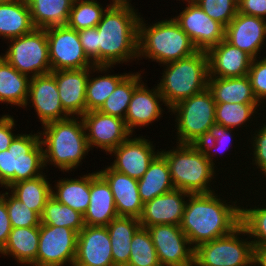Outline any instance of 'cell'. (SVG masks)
Wrapping results in <instances>:
<instances>
[{"instance_id": "cell-21", "label": "cell", "mask_w": 266, "mask_h": 266, "mask_svg": "<svg viewBox=\"0 0 266 266\" xmlns=\"http://www.w3.org/2000/svg\"><path fill=\"white\" fill-rule=\"evenodd\" d=\"M189 194L180 189H173L144 203L139 218L141 227L158 224L180 226Z\"/></svg>"}, {"instance_id": "cell-10", "label": "cell", "mask_w": 266, "mask_h": 266, "mask_svg": "<svg viewBox=\"0 0 266 266\" xmlns=\"http://www.w3.org/2000/svg\"><path fill=\"white\" fill-rule=\"evenodd\" d=\"M7 42V50L0 54L18 72L30 78L52 72L45 29L35 28Z\"/></svg>"}, {"instance_id": "cell-25", "label": "cell", "mask_w": 266, "mask_h": 266, "mask_svg": "<svg viewBox=\"0 0 266 266\" xmlns=\"http://www.w3.org/2000/svg\"><path fill=\"white\" fill-rule=\"evenodd\" d=\"M117 216L111 188L96 169L90 173V201L84 223L87 226H107Z\"/></svg>"}, {"instance_id": "cell-3", "label": "cell", "mask_w": 266, "mask_h": 266, "mask_svg": "<svg viewBox=\"0 0 266 266\" xmlns=\"http://www.w3.org/2000/svg\"><path fill=\"white\" fill-rule=\"evenodd\" d=\"M39 128L42 129L39 134L46 173L49 172L50 165L63 174L65 172V176L82 167V161L91 150L81 117L53 121Z\"/></svg>"}, {"instance_id": "cell-51", "label": "cell", "mask_w": 266, "mask_h": 266, "mask_svg": "<svg viewBox=\"0 0 266 266\" xmlns=\"http://www.w3.org/2000/svg\"><path fill=\"white\" fill-rule=\"evenodd\" d=\"M111 3H131L132 0H110Z\"/></svg>"}, {"instance_id": "cell-45", "label": "cell", "mask_w": 266, "mask_h": 266, "mask_svg": "<svg viewBox=\"0 0 266 266\" xmlns=\"http://www.w3.org/2000/svg\"><path fill=\"white\" fill-rule=\"evenodd\" d=\"M262 56L252 59L247 76L256 99L266 108V56Z\"/></svg>"}, {"instance_id": "cell-36", "label": "cell", "mask_w": 266, "mask_h": 266, "mask_svg": "<svg viewBox=\"0 0 266 266\" xmlns=\"http://www.w3.org/2000/svg\"><path fill=\"white\" fill-rule=\"evenodd\" d=\"M74 0H27L33 25L45 29L66 25Z\"/></svg>"}, {"instance_id": "cell-15", "label": "cell", "mask_w": 266, "mask_h": 266, "mask_svg": "<svg viewBox=\"0 0 266 266\" xmlns=\"http://www.w3.org/2000/svg\"><path fill=\"white\" fill-rule=\"evenodd\" d=\"M161 266H193L194 247L178 225L147 227Z\"/></svg>"}, {"instance_id": "cell-30", "label": "cell", "mask_w": 266, "mask_h": 266, "mask_svg": "<svg viewBox=\"0 0 266 266\" xmlns=\"http://www.w3.org/2000/svg\"><path fill=\"white\" fill-rule=\"evenodd\" d=\"M30 79L29 76L18 72L0 55L1 104L24 108L28 100Z\"/></svg>"}, {"instance_id": "cell-27", "label": "cell", "mask_w": 266, "mask_h": 266, "mask_svg": "<svg viewBox=\"0 0 266 266\" xmlns=\"http://www.w3.org/2000/svg\"><path fill=\"white\" fill-rule=\"evenodd\" d=\"M58 179L52 182L55 184L51 186V196L84 215L90 201V172Z\"/></svg>"}, {"instance_id": "cell-43", "label": "cell", "mask_w": 266, "mask_h": 266, "mask_svg": "<svg viewBox=\"0 0 266 266\" xmlns=\"http://www.w3.org/2000/svg\"><path fill=\"white\" fill-rule=\"evenodd\" d=\"M5 190V202L11 225L18 227H40L41 216Z\"/></svg>"}, {"instance_id": "cell-19", "label": "cell", "mask_w": 266, "mask_h": 266, "mask_svg": "<svg viewBox=\"0 0 266 266\" xmlns=\"http://www.w3.org/2000/svg\"><path fill=\"white\" fill-rule=\"evenodd\" d=\"M225 40L253 59L260 57L261 51L266 54L261 50L266 49V19L237 12L225 27Z\"/></svg>"}, {"instance_id": "cell-47", "label": "cell", "mask_w": 266, "mask_h": 266, "mask_svg": "<svg viewBox=\"0 0 266 266\" xmlns=\"http://www.w3.org/2000/svg\"><path fill=\"white\" fill-rule=\"evenodd\" d=\"M14 116L6 113L0 115V152L8 149L11 145L12 140L17 135V123ZM14 128L16 130H14ZM15 131V132H14Z\"/></svg>"}, {"instance_id": "cell-1", "label": "cell", "mask_w": 266, "mask_h": 266, "mask_svg": "<svg viewBox=\"0 0 266 266\" xmlns=\"http://www.w3.org/2000/svg\"><path fill=\"white\" fill-rule=\"evenodd\" d=\"M222 194L216 191L189 194L180 228L194 248L201 243L228 235L240 225L239 199L242 194L235 197L232 195L231 200L228 196L227 200ZM233 198L236 200L233 201Z\"/></svg>"}, {"instance_id": "cell-29", "label": "cell", "mask_w": 266, "mask_h": 266, "mask_svg": "<svg viewBox=\"0 0 266 266\" xmlns=\"http://www.w3.org/2000/svg\"><path fill=\"white\" fill-rule=\"evenodd\" d=\"M34 29L27 0L0 4V37L5 42L28 34Z\"/></svg>"}, {"instance_id": "cell-13", "label": "cell", "mask_w": 266, "mask_h": 266, "mask_svg": "<svg viewBox=\"0 0 266 266\" xmlns=\"http://www.w3.org/2000/svg\"><path fill=\"white\" fill-rule=\"evenodd\" d=\"M154 142L143 134L138 136L131 134L108 154L114 158L109 166L119 173L139 180L148 170L150 163L160 153L159 146L156 149Z\"/></svg>"}, {"instance_id": "cell-11", "label": "cell", "mask_w": 266, "mask_h": 266, "mask_svg": "<svg viewBox=\"0 0 266 266\" xmlns=\"http://www.w3.org/2000/svg\"><path fill=\"white\" fill-rule=\"evenodd\" d=\"M77 240L75 230L41 224L37 257L30 266H73Z\"/></svg>"}, {"instance_id": "cell-2", "label": "cell", "mask_w": 266, "mask_h": 266, "mask_svg": "<svg viewBox=\"0 0 266 266\" xmlns=\"http://www.w3.org/2000/svg\"><path fill=\"white\" fill-rule=\"evenodd\" d=\"M131 3H112L98 23V65L137 63L139 18Z\"/></svg>"}, {"instance_id": "cell-6", "label": "cell", "mask_w": 266, "mask_h": 266, "mask_svg": "<svg viewBox=\"0 0 266 266\" xmlns=\"http://www.w3.org/2000/svg\"><path fill=\"white\" fill-rule=\"evenodd\" d=\"M157 85L169 110L177 103L208 87V55L206 51L164 65ZM160 81V82H159Z\"/></svg>"}, {"instance_id": "cell-14", "label": "cell", "mask_w": 266, "mask_h": 266, "mask_svg": "<svg viewBox=\"0 0 266 266\" xmlns=\"http://www.w3.org/2000/svg\"><path fill=\"white\" fill-rule=\"evenodd\" d=\"M182 11L172 16L198 51H208L225 39V26L209 17L193 0L183 2Z\"/></svg>"}, {"instance_id": "cell-33", "label": "cell", "mask_w": 266, "mask_h": 266, "mask_svg": "<svg viewBox=\"0 0 266 266\" xmlns=\"http://www.w3.org/2000/svg\"><path fill=\"white\" fill-rule=\"evenodd\" d=\"M106 227L111 239L114 266H127L132 238L141 227L139 219L117 216Z\"/></svg>"}, {"instance_id": "cell-26", "label": "cell", "mask_w": 266, "mask_h": 266, "mask_svg": "<svg viewBox=\"0 0 266 266\" xmlns=\"http://www.w3.org/2000/svg\"><path fill=\"white\" fill-rule=\"evenodd\" d=\"M114 67L107 65L92 66L86 85V112L99 110L118 83L128 74L127 72L114 74V70H112Z\"/></svg>"}, {"instance_id": "cell-35", "label": "cell", "mask_w": 266, "mask_h": 266, "mask_svg": "<svg viewBox=\"0 0 266 266\" xmlns=\"http://www.w3.org/2000/svg\"><path fill=\"white\" fill-rule=\"evenodd\" d=\"M51 181V177L44 173L39 177L17 182L7 190L41 216L47 200L51 197Z\"/></svg>"}, {"instance_id": "cell-28", "label": "cell", "mask_w": 266, "mask_h": 266, "mask_svg": "<svg viewBox=\"0 0 266 266\" xmlns=\"http://www.w3.org/2000/svg\"><path fill=\"white\" fill-rule=\"evenodd\" d=\"M39 227H12L8 240L0 255L12 257L21 266H30L37 257Z\"/></svg>"}, {"instance_id": "cell-39", "label": "cell", "mask_w": 266, "mask_h": 266, "mask_svg": "<svg viewBox=\"0 0 266 266\" xmlns=\"http://www.w3.org/2000/svg\"><path fill=\"white\" fill-rule=\"evenodd\" d=\"M235 131H236V133H235ZM235 135H236V137L239 135L237 130L227 128V127H224L222 125L215 123L209 129V132H208L205 140H202L198 144V146L204 152L205 157L209 161H211L212 165L219 171V173L221 172L220 170H222L224 168L220 167V162L218 161V156H219V159L223 161V159H221L222 154L225 152L227 153L228 150H230L229 152H232L233 150H231V149L236 148L235 147L236 145H234V144H236V142H238V140L236 139ZM232 144L234 147L232 146ZM217 163L219 164L218 166H219L220 170L217 166Z\"/></svg>"}, {"instance_id": "cell-16", "label": "cell", "mask_w": 266, "mask_h": 266, "mask_svg": "<svg viewBox=\"0 0 266 266\" xmlns=\"http://www.w3.org/2000/svg\"><path fill=\"white\" fill-rule=\"evenodd\" d=\"M27 108L28 110L34 108L41 126L71 117L62 107L55 71L30 79L29 95L24 110H27Z\"/></svg>"}, {"instance_id": "cell-46", "label": "cell", "mask_w": 266, "mask_h": 266, "mask_svg": "<svg viewBox=\"0 0 266 266\" xmlns=\"http://www.w3.org/2000/svg\"><path fill=\"white\" fill-rule=\"evenodd\" d=\"M81 45L87 58L98 65V30L97 27H90L78 31Z\"/></svg>"}, {"instance_id": "cell-40", "label": "cell", "mask_w": 266, "mask_h": 266, "mask_svg": "<svg viewBox=\"0 0 266 266\" xmlns=\"http://www.w3.org/2000/svg\"><path fill=\"white\" fill-rule=\"evenodd\" d=\"M41 224L50 226L67 227L80 232L84 226V215L71 207L58 202L50 197L41 214Z\"/></svg>"}, {"instance_id": "cell-48", "label": "cell", "mask_w": 266, "mask_h": 266, "mask_svg": "<svg viewBox=\"0 0 266 266\" xmlns=\"http://www.w3.org/2000/svg\"><path fill=\"white\" fill-rule=\"evenodd\" d=\"M238 12L266 19V0H238Z\"/></svg>"}, {"instance_id": "cell-38", "label": "cell", "mask_w": 266, "mask_h": 266, "mask_svg": "<svg viewBox=\"0 0 266 266\" xmlns=\"http://www.w3.org/2000/svg\"><path fill=\"white\" fill-rule=\"evenodd\" d=\"M141 70L138 72H128L98 111L125 119L132 94L135 88L143 81L142 78H144L143 75L145 72L143 69Z\"/></svg>"}, {"instance_id": "cell-42", "label": "cell", "mask_w": 266, "mask_h": 266, "mask_svg": "<svg viewBox=\"0 0 266 266\" xmlns=\"http://www.w3.org/2000/svg\"><path fill=\"white\" fill-rule=\"evenodd\" d=\"M130 249L127 266H161L147 228L140 227L136 231L132 238Z\"/></svg>"}, {"instance_id": "cell-7", "label": "cell", "mask_w": 266, "mask_h": 266, "mask_svg": "<svg viewBox=\"0 0 266 266\" xmlns=\"http://www.w3.org/2000/svg\"><path fill=\"white\" fill-rule=\"evenodd\" d=\"M39 130L18 133L8 149L0 152V188L29 180L45 173L43 147ZM44 171V172H43Z\"/></svg>"}, {"instance_id": "cell-41", "label": "cell", "mask_w": 266, "mask_h": 266, "mask_svg": "<svg viewBox=\"0 0 266 266\" xmlns=\"http://www.w3.org/2000/svg\"><path fill=\"white\" fill-rule=\"evenodd\" d=\"M111 4L105 3V7L98 0H74L66 25L76 31L96 27Z\"/></svg>"}, {"instance_id": "cell-18", "label": "cell", "mask_w": 266, "mask_h": 266, "mask_svg": "<svg viewBox=\"0 0 266 266\" xmlns=\"http://www.w3.org/2000/svg\"><path fill=\"white\" fill-rule=\"evenodd\" d=\"M144 81L146 80L144 79L135 88L124 119L131 134L136 133L137 127L139 130L149 125L153 126L154 122H158L163 117L166 110L169 113V108L166 107L157 85L150 89Z\"/></svg>"}, {"instance_id": "cell-50", "label": "cell", "mask_w": 266, "mask_h": 266, "mask_svg": "<svg viewBox=\"0 0 266 266\" xmlns=\"http://www.w3.org/2000/svg\"><path fill=\"white\" fill-rule=\"evenodd\" d=\"M253 266H266L265 246H254Z\"/></svg>"}, {"instance_id": "cell-34", "label": "cell", "mask_w": 266, "mask_h": 266, "mask_svg": "<svg viewBox=\"0 0 266 266\" xmlns=\"http://www.w3.org/2000/svg\"><path fill=\"white\" fill-rule=\"evenodd\" d=\"M264 110V107H261L260 103H216L215 121L216 124L237 130L238 132H242L244 129L248 131L252 123L253 127H256L257 120H260L257 118H261V115H263L261 112H258ZM253 120H255L256 123L255 121L253 122Z\"/></svg>"}, {"instance_id": "cell-12", "label": "cell", "mask_w": 266, "mask_h": 266, "mask_svg": "<svg viewBox=\"0 0 266 266\" xmlns=\"http://www.w3.org/2000/svg\"><path fill=\"white\" fill-rule=\"evenodd\" d=\"M52 71L94 66L81 45L78 31L67 25L45 28Z\"/></svg>"}, {"instance_id": "cell-49", "label": "cell", "mask_w": 266, "mask_h": 266, "mask_svg": "<svg viewBox=\"0 0 266 266\" xmlns=\"http://www.w3.org/2000/svg\"><path fill=\"white\" fill-rule=\"evenodd\" d=\"M12 225L8 216L5 202V191H0V251L6 244Z\"/></svg>"}, {"instance_id": "cell-4", "label": "cell", "mask_w": 266, "mask_h": 266, "mask_svg": "<svg viewBox=\"0 0 266 266\" xmlns=\"http://www.w3.org/2000/svg\"><path fill=\"white\" fill-rule=\"evenodd\" d=\"M142 16L139 18L138 62L148 60L164 65L169 62L187 58L198 49L179 24L171 18L158 19L147 23Z\"/></svg>"}, {"instance_id": "cell-5", "label": "cell", "mask_w": 266, "mask_h": 266, "mask_svg": "<svg viewBox=\"0 0 266 266\" xmlns=\"http://www.w3.org/2000/svg\"><path fill=\"white\" fill-rule=\"evenodd\" d=\"M168 148H160V153L168 162L174 189L190 194L218 191L219 185L215 186L214 183L217 184L220 173L198 145L176 143Z\"/></svg>"}, {"instance_id": "cell-20", "label": "cell", "mask_w": 266, "mask_h": 266, "mask_svg": "<svg viewBox=\"0 0 266 266\" xmlns=\"http://www.w3.org/2000/svg\"><path fill=\"white\" fill-rule=\"evenodd\" d=\"M73 266H114L111 239L106 226H87L78 233Z\"/></svg>"}, {"instance_id": "cell-52", "label": "cell", "mask_w": 266, "mask_h": 266, "mask_svg": "<svg viewBox=\"0 0 266 266\" xmlns=\"http://www.w3.org/2000/svg\"><path fill=\"white\" fill-rule=\"evenodd\" d=\"M14 1H17V0H0V4L1 3H10V2H14Z\"/></svg>"}, {"instance_id": "cell-17", "label": "cell", "mask_w": 266, "mask_h": 266, "mask_svg": "<svg viewBox=\"0 0 266 266\" xmlns=\"http://www.w3.org/2000/svg\"><path fill=\"white\" fill-rule=\"evenodd\" d=\"M81 119L92 152L96 148L108 155L131 135L124 119L104 114L98 110L86 112Z\"/></svg>"}, {"instance_id": "cell-22", "label": "cell", "mask_w": 266, "mask_h": 266, "mask_svg": "<svg viewBox=\"0 0 266 266\" xmlns=\"http://www.w3.org/2000/svg\"><path fill=\"white\" fill-rule=\"evenodd\" d=\"M97 172L111 188L118 216L139 219L144 203L138 192V180L113 170L109 163Z\"/></svg>"}, {"instance_id": "cell-44", "label": "cell", "mask_w": 266, "mask_h": 266, "mask_svg": "<svg viewBox=\"0 0 266 266\" xmlns=\"http://www.w3.org/2000/svg\"><path fill=\"white\" fill-rule=\"evenodd\" d=\"M212 19L225 27L238 12V0H193Z\"/></svg>"}, {"instance_id": "cell-23", "label": "cell", "mask_w": 266, "mask_h": 266, "mask_svg": "<svg viewBox=\"0 0 266 266\" xmlns=\"http://www.w3.org/2000/svg\"><path fill=\"white\" fill-rule=\"evenodd\" d=\"M91 69L55 71L62 107L71 117H81L86 113V85Z\"/></svg>"}, {"instance_id": "cell-8", "label": "cell", "mask_w": 266, "mask_h": 266, "mask_svg": "<svg viewBox=\"0 0 266 266\" xmlns=\"http://www.w3.org/2000/svg\"><path fill=\"white\" fill-rule=\"evenodd\" d=\"M215 107L211 91L206 88L172 107L169 112L175 118V143L198 145L205 140L209 129L216 123ZM177 136V137H176Z\"/></svg>"}, {"instance_id": "cell-9", "label": "cell", "mask_w": 266, "mask_h": 266, "mask_svg": "<svg viewBox=\"0 0 266 266\" xmlns=\"http://www.w3.org/2000/svg\"><path fill=\"white\" fill-rule=\"evenodd\" d=\"M253 258V243L240 224L230 234L196 246L193 266H253Z\"/></svg>"}, {"instance_id": "cell-37", "label": "cell", "mask_w": 266, "mask_h": 266, "mask_svg": "<svg viewBox=\"0 0 266 266\" xmlns=\"http://www.w3.org/2000/svg\"><path fill=\"white\" fill-rule=\"evenodd\" d=\"M263 119H260L261 123L258 122V124H256V127L255 130L253 131L252 128L249 130L250 131V135L249 133L246 131V134L248 136H246L247 140H245L247 142V144H245L246 142L244 141V143L240 144V146L242 147H246V148H243L241 150H246L247 148H249V150L247 149L246 151L249 152L248 155L247 154V159L249 160H252V162L248 165H246V167L243 169H239L240 170V173H243V172H246L244 173L245 176L246 175H249L250 177V174L247 172L249 171V168L251 170V165H252V170L256 171V175L257 177L259 178L258 180L259 181H256L255 183L258 184L259 182V187L261 188V186H263L264 188V185H266V179L265 180H261L262 178H266V115H263L262 117ZM265 120V121H264ZM260 123V124H259ZM260 125V126H259ZM259 128V129H258ZM250 136V137H249ZM250 142V143H248ZM249 144V145H248ZM252 155V156H251ZM251 157V158H250ZM255 166V167H254ZM247 168V169H246ZM247 170V171H242L241 170ZM258 170V172H257ZM262 176V177H261ZM263 181H265L263 183ZM264 184V185H261V184Z\"/></svg>"}, {"instance_id": "cell-32", "label": "cell", "mask_w": 266, "mask_h": 266, "mask_svg": "<svg viewBox=\"0 0 266 266\" xmlns=\"http://www.w3.org/2000/svg\"><path fill=\"white\" fill-rule=\"evenodd\" d=\"M174 189L170 168L165 157L159 153L148 170L138 180V192L143 203L153 200Z\"/></svg>"}, {"instance_id": "cell-31", "label": "cell", "mask_w": 266, "mask_h": 266, "mask_svg": "<svg viewBox=\"0 0 266 266\" xmlns=\"http://www.w3.org/2000/svg\"><path fill=\"white\" fill-rule=\"evenodd\" d=\"M207 88L216 103H259L247 75L232 78L208 77Z\"/></svg>"}, {"instance_id": "cell-24", "label": "cell", "mask_w": 266, "mask_h": 266, "mask_svg": "<svg viewBox=\"0 0 266 266\" xmlns=\"http://www.w3.org/2000/svg\"><path fill=\"white\" fill-rule=\"evenodd\" d=\"M208 77L232 78L248 75L252 57L225 39L207 51Z\"/></svg>"}]
</instances>
